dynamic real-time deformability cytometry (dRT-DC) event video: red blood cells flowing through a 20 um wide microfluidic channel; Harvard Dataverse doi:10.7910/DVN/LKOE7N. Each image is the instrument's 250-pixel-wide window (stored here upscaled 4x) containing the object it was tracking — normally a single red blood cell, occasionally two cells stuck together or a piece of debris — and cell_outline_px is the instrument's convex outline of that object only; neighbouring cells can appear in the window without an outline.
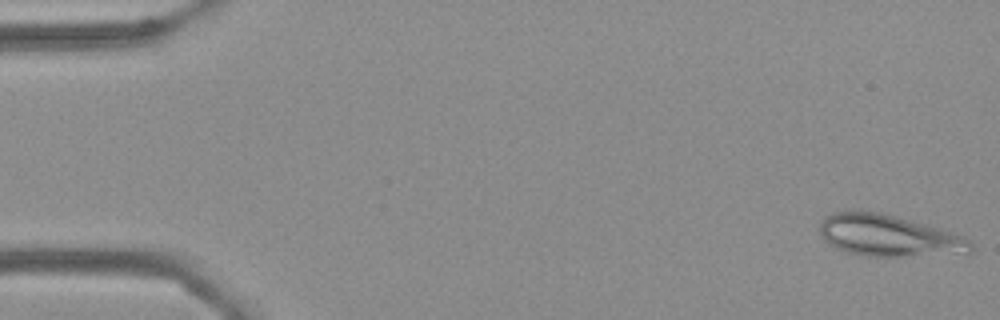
{"species": "Egyptian fruit bat (a non-hibernating species)", "species_latin": "Rousettus aegyptiacus", "temperature_condition": "cold", "stored_images_in_passage": 55, "camera_frame_rate_fps": 3000, "um_per_image_px": 0.085, "frame": {"image": 1, "passage_image": 1, "time_ms": 0.0, "image_size_px": [1000, 320], "cell_outline_px": [[972, 252], [968, 256], [864, 256], [848, 252], [828, 244], [820, 236], [820, 220], [824, 216], [832, 212], [848, 208], [860, 208], [940, 228], [964, 236], [972, 244]], "centroid_in_image_um": [75.55, 20.03], "position_along_channel_um": 9.4, "area_um2": 37.69}}
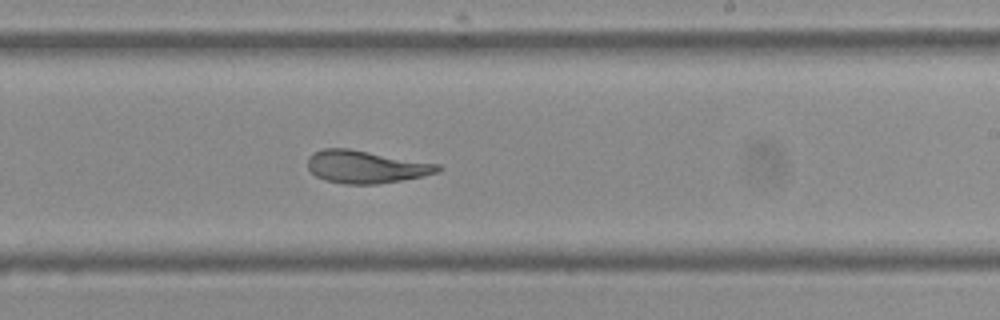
{"frame": {"image": 2, "passage_image": 33, "time_ms": 10.667, "image_size_px": [1000, 320], "cell_outline_px": [[444, 168], [440, 172], [400, 180], [376, 184], [344, 184], [324, 180], [316, 176], [308, 168], [308, 156], [312, 152], [324, 148], [348, 148], [440, 164]], "centroid_in_image_um": [31.09, 14.17], "position_along_channel_um": 257.9, "area_um2": 24.8}}
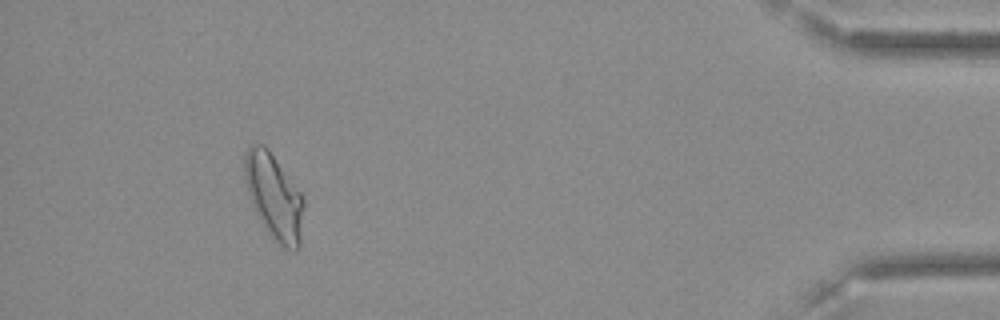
{"frame": {"image": 3, "passage_image": 51, "time_ms": 16.667, "image_size_px": [1000, 320], "cell_outline_px": [[304, 204], [300, 248], [296, 252], [284, 248], [264, 228], [252, 204], [248, 192], [244, 176], [244, 152], [256, 140], [264, 144], [268, 148], [304, 196]], "centroid_in_image_um": [23.3, 16.68], "position_along_channel_um": 411.9, "area_um2": 29.77}, "authors_computed_cell_mechanics": {"area_um2": 26.7036, "velocity_mm_per_s": 3.5817, "shape_relaxation_time_tau1_ms": null, "shape_relaxation_time_tau2_ms": 1.9514, "deformation_change_tau1": null, "deformation_change_tau2": 0.066}}